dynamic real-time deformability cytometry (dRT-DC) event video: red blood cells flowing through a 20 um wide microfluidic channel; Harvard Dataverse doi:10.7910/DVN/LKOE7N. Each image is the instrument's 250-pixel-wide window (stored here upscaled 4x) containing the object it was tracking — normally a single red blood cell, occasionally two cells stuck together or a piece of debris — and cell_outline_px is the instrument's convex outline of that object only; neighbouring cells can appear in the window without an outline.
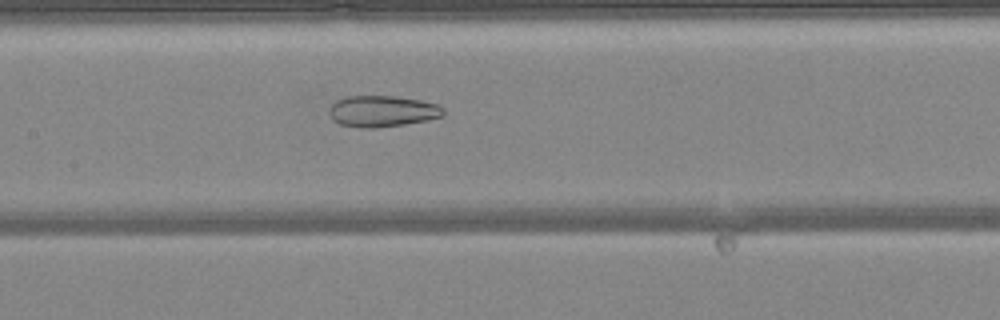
{"species": "common noctule bat (a hibernating species)", "species_latin": "Nyctalus noctula", "temperature_condition": "warm", "stored_images_in_passage": 34, "camera_frame_rate_fps": 3000, "um_per_image_px": 0.085, "animal": {"sex": "female", "body_mass_g": 24.6, "forearm_length_mm": 56.2}, "frame": {"image": 1, "passage_image": 12, "time_ms": 3.667, "image_size_px": [1000, 320], "cell_outline_px": [[444, 116], [428, 120], [404, 124], [376, 128], [360, 128], [340, 124], [332, 120], [328, 112], [328, 108], [336, 100], [348, 96], [396, 96], [420, 100], [440, 104], [444, 108]], "centroid_in_image_um": [32.5, 9.45], "position_along_channel_um": 174.9, "area_um2": 21.1}}
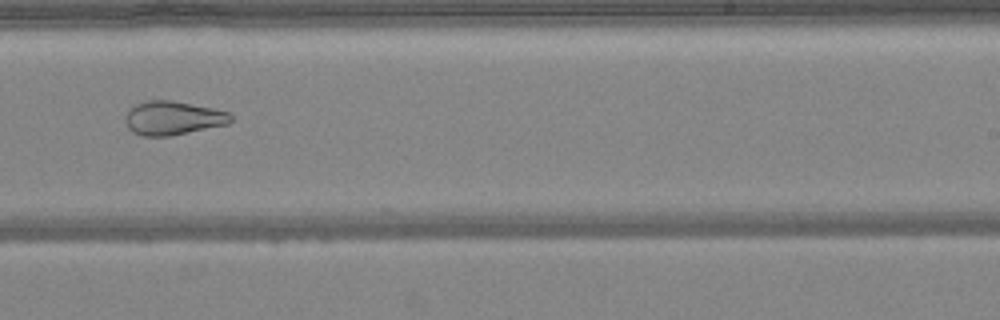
{"frame": {"image": 2, "passage_image": 19, "time_ms": 6.0, "image_size_px": [1000, 320], "cell_outline_px": [[232, 120], [228, 124], [172, 136], [144, 136], [132, 132], [128, 128], [124, 120], [124, 116], [136, 104], [148, 100], [172, 100], [212, 108], [228, 112], [232, 116]], "centroid_in_image_um": [14.69, 10.04], "position_along_channel_um": 274.3, "area_um2": 20.81}}
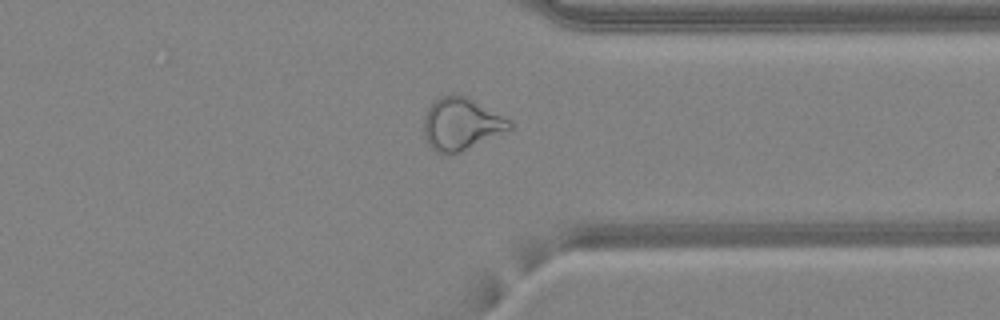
{"frame": {"image": 3, "passage_image": 26, "time_ms": 8.333, "image_size_px": [1000, 320], "cell_outline_px": [[512, 128], [460, 152], [436, 152], [428, 144], [424, 136], [424, 116], [432, 100], [440, 96], [464, 96], [512, 120]], "centroid_in_image_um": [39.18, 10.53], "position_along_channel_um": 372.2, "area_um2": 25.55}, "authors_computed_cell_mechanics": {"area_um2": 23.9581, "velocity_mm_per_s": 4.2775, "shape_relaxation_time_tau1_ms": null, "shape_relaxation_time_tau2_ms": 3.6176, "deformation_change_tau1": null, "deformation_change_tau2": 0.1257}}